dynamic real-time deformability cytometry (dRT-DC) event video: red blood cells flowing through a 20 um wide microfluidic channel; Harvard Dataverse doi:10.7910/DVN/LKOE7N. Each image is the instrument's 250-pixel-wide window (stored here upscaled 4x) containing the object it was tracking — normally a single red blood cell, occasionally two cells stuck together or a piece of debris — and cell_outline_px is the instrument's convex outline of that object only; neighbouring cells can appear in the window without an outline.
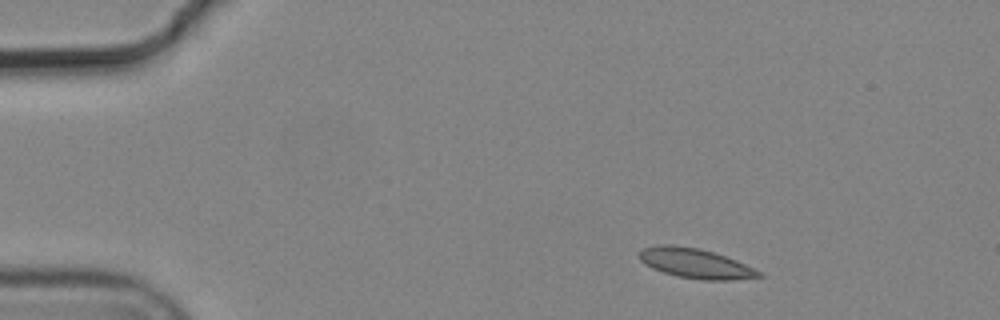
{"species": "common noctule bat (a hibernating species)", "species_latin": "Nyctalus noctula", "temperature_condition": "cold", "stored_images_in_passage": 4, "camera_frame_rate_fps": 3000, "um_per_image_px": 0.085, "animal": {"sex": "male", "body_mass_g": 19.2, "forearm_length_mm": 51.8}, "frame": {"image": 1, "passage_image": 1, "time_ms": 0.0, "image_size_px": [1000, 320], "cell_outline_px": [[764, 276], [732, 280], [704, 280], [676, 276], [652, 268], [644, 264], [636, 256], [644, 248], [664, 244], [672, 244], [696, 248], [712, 252], [736, 260], [756, 268], [764, 272]], "centroid_in_image_um": [59.14, 22.39], "position_along_channel_um": 25.9, "area_um2": 20.81}}
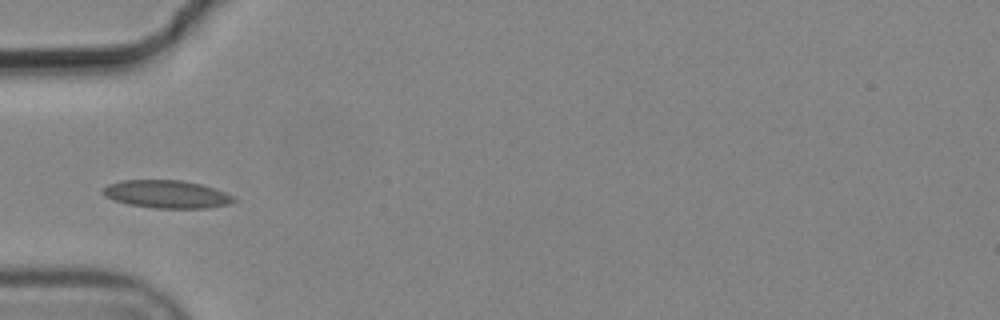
{"frame": {"image": 2, "passage_image": 4, "time_ms": 1.0, "image_size_px": [1000, 320], "cell_outline_px": [[236, 200], [228, 204], [208, 208], [152, 208], [128, 204], [112, 200], [104, 196], [104, 188], [108, 184], [120, 180], [180, 180], [200, 184], [224, 192], [232, 196]], "centroid_in_image_um": [14.13, 16.51], "position_along_channel_um": 70.9, "area_um2": 21.1}}